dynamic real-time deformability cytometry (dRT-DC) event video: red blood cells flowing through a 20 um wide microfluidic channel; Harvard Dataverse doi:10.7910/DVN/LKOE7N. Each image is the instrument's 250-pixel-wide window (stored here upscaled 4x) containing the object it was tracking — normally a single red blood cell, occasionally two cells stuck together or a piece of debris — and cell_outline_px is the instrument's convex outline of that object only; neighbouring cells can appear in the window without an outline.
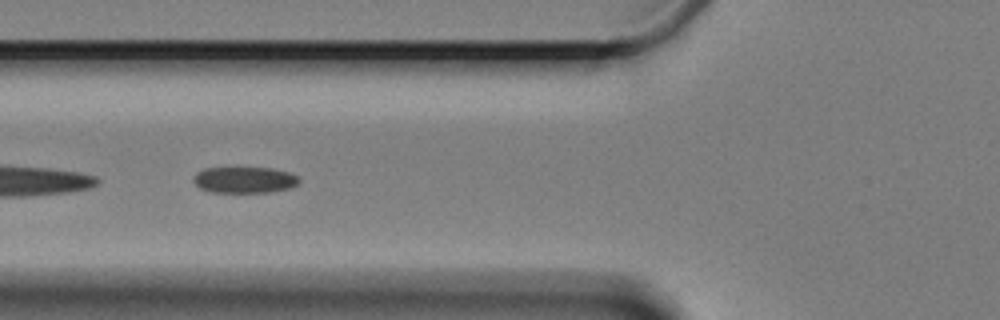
{"species": "Egyptian fruit bat (a non-hibernating species)", "species_latin": "Rousettus aegyptiacus", "temperature_condition": "cold", "stored_images_in_passage": 7, "segment_of_instrument_passage": [2, 2], "camera_frame_rate_fps": 3000, "um_per_image_px": 0.085, "animal": {"sex": "female"}, "frame": {"image": 1, "passage_image": 7, "time_ms": 7.333, "image_size_px": [1000, 320], "cell_outline_px": [[300, 184], [292, 188], [272, 192], [212, 192], [200, 188], [192, 180], [196, 172], [204, 168], [272, 168], [288, 172], [300, 176]], "centroid_in_image_um": [20.84, 15.29], "position_along_channel_um": 105.0, "area_um2": 16.36}}